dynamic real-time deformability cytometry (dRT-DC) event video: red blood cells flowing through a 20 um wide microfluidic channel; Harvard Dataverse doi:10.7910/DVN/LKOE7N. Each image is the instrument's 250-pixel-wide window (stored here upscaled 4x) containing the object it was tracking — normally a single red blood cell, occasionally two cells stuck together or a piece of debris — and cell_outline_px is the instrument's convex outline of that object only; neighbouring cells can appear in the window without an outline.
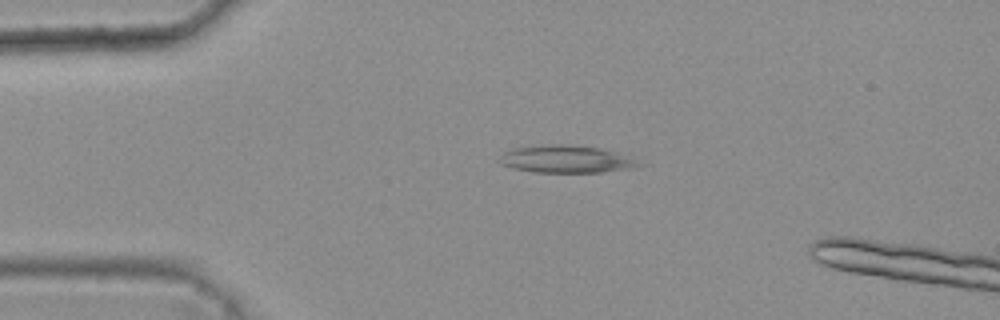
{"species": "common noctule bat (a hibernating species)", "species_latin": "Nyctalus noctula", "temperature_condition": "warm", "stored_images_in_passage": 38, "camera_frame_rate_fps": 3000, "um_per_image_px": 0.085, "animal": {"sex": "female", "body_mass_g": 25.1}, "frame": {"image": 1, "passage_image": 3, "time_ms": 0.667, "image_size_px": [1000, 320], "cell_outline_px": [[648, 164], [632, 168], [600, 172], [532, 172], [512, 168], [500, 164], [504, 152], [512, 148], [536, 144], [568, 144], [600, 148], [616, 152]], "centroid_in_image_um": [48.14, 13.52], "position_along_channel_um": 36.9, "area_um2": 22.48}}
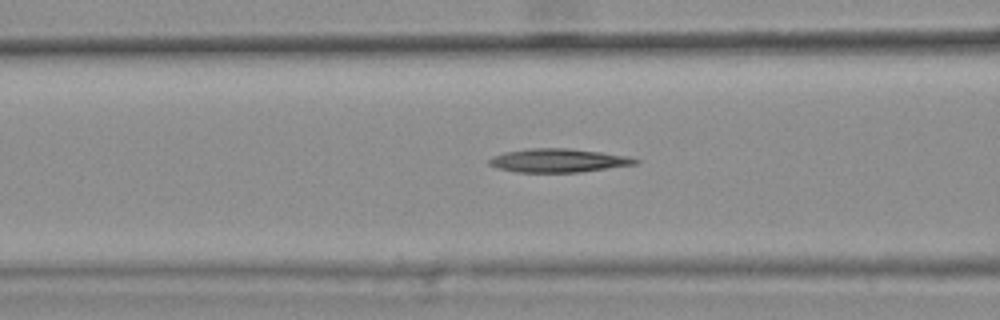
{"frame": {"image": 2, "passage_image": 12, "time_ms": 3.667, "image_size_px": [1000, 320], "cell_outline_px": [[640, 160], [636, 164], [580, 172], [516, 172], [496, 168], [488, 164], [488, 160], [492, 156], [504, 152], [528, 148], [568, 148], [600, 152], [628, 156]], "centroid_in_image_um": [47.41, 13.64], "position_along_channel_um": 119.2, "area_um2": 20.11}}
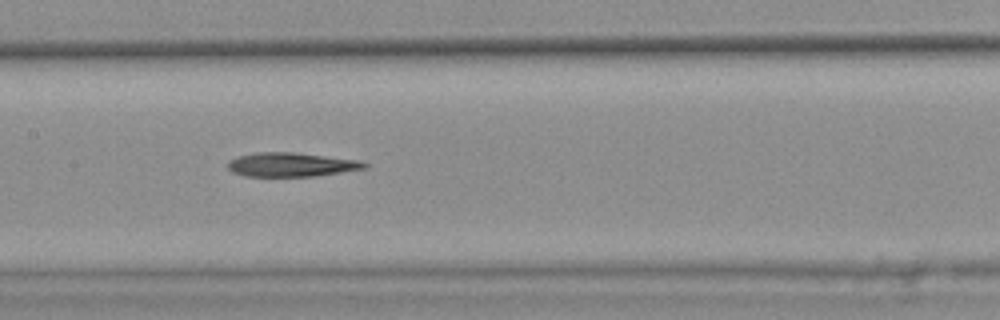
{"frame": {"image": 3, "passage_image": 17, "time_ms": 5.333, "image_size_px": [1000, 320], "cell_outline_px": [[368, 168], [316, 176], [244, 176], [232, 172], [228, 168], [228, 160], [236, 156], [256, 152], [292, 152], [356, 160], [368, 164]], "centroid_in_image_um": [24.7, 13.99], "position_along_channel_um": 182.7, "area_um2": 19.07}}